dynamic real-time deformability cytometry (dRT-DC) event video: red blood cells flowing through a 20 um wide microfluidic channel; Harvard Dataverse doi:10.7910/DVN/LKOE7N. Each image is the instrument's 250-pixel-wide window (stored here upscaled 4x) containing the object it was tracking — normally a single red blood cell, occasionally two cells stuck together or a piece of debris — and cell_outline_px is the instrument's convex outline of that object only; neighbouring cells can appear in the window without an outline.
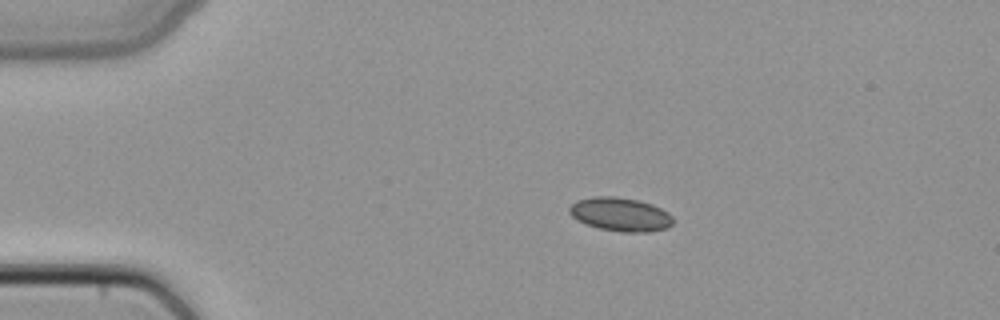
{"species": "common noctule bat (a hibernating species)", "species_latin": "Nyctalus noctula", "temperature_condition": "cold", "stored_images_in_passage": 40, "camera_frame_rate_fps": 3000, "um_per_image_px": 0.085, "animal": {"sex": "female", "body_mass_g": 22.7, "forearm_length_mm": 54.2}, "frame": {"image": 1, "passage_image": 1, "time_ms": 0.0, "image_size_px": [1000, 320], "cell_outline_px": [[672, 224], [668, 228], [648, 232], [620, 232], [600, 228], [576, 220], [568, 212], [568, 208], [576, 200], [592, 196], [612, 196], [640, 200], [652, 204], [668, 212], [672, 216]], "centroid_in_image_um": [52.72, 18.21], "position_along_channel_um": 32.3, "area_um2": 20.46}}
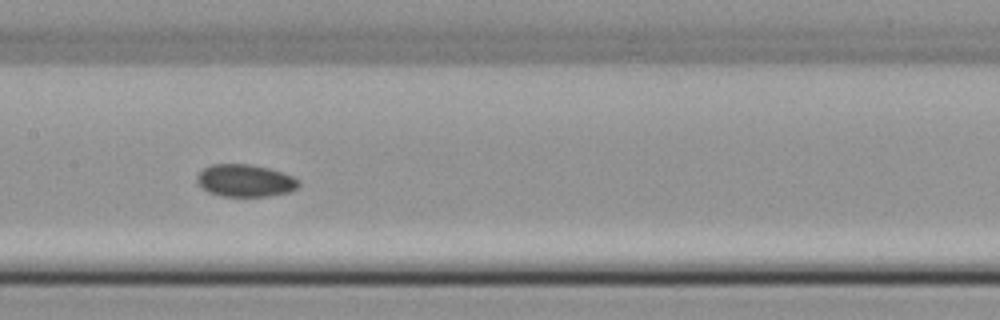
{"frame": {"image": 2, "passage_image": 16, "time_ms": 5.0, "image_size_px": [1000, 320], "cell_outline_px": [[300, 184], [296, 188], [288, 192], [268, 196], [220, 196], [208, 192], [196, 180], [196, 176], [204, 168], [212, 164], [248, 164], [268, 168], [292, 176]], "centroid_in_image_um": [20.81, 15.35], "position_along_channel_um": 186.6, "area_um2": 18.9}}
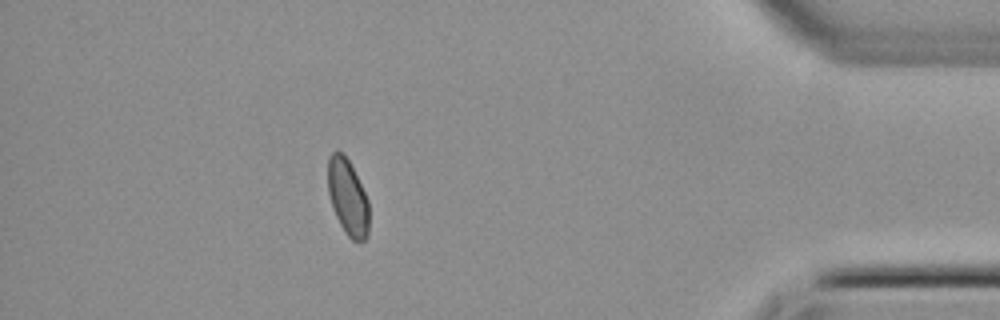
{"frame": {"image": 3, "passage_image": 35, "time_ms": 11.333, "image_size_px": [1000, 320], "cell_outline_px": [[368, 236], [360, 244], [356, 244], [344, 232], [332, 208], [328, 192], [328, 156], [332, 152], [340, 152], [348, 160], [368, 200]], "centroid_in_image_um": [29.55, 16.84], "position_along_channel_um": 405.7, "area_um2": 18.15}}